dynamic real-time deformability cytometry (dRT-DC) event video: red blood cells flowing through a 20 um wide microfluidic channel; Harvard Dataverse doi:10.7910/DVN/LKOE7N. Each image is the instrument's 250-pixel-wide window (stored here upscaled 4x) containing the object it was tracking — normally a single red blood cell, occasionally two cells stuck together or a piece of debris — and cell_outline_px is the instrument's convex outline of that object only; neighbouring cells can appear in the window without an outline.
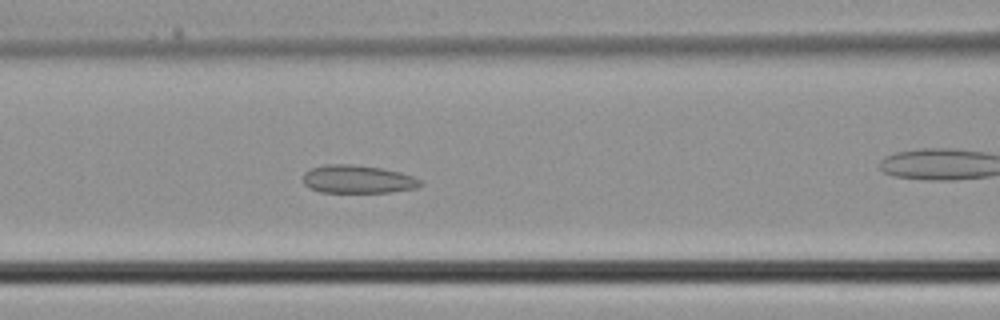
{"species": "common noctule bat (a hibernating species)", "species_latin": "Nyctalus noctula", "temperature_condition": "cold", "stored_images_in_passage": 39, "camera_frame_rate_fps": 3000, "um_per_image_px": 0.085, "animal": {"sex": "male", "body_mass_g": 21.5, "forearm_length_mm": 52.0}, "frame": {"image": 1, "passage_image": 16, "time_ms": 5.0, "image_size_px": [1000, 320], "cell_outline_px": [[424, 184], [416, 188], [388, 192], [320, 192], [308, 188], [304, 184], [304, 172], [312, 168], [324, 164], [352, 164], [380, 168], [400, 172], [424, 180]], "centroid_in_image_um": [30.42, 15.23], "position_along_channel_um": 136.2, "area_um2": 19.31}}
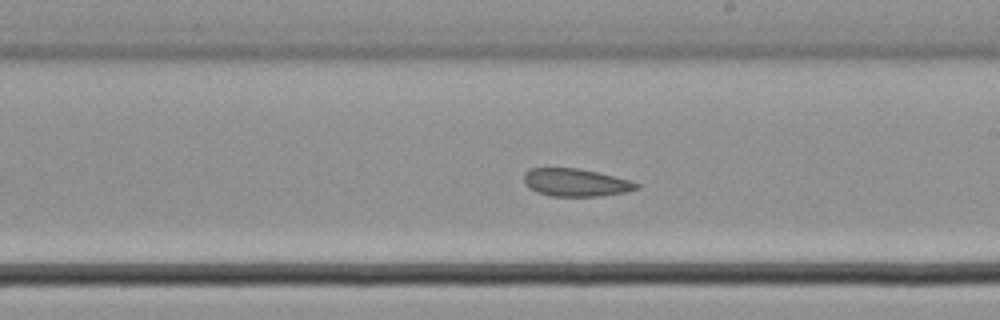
{"frame": {"image": 2, "passage_image": 22, "time_ms": 7.0, "image_size_px": [1000, 320], "cell_outline_px": [[640, 188], [624, 192], [600, 196], [552, 196], [536, 192], [528, 188], [524, 184], [524, 172], [528, 168], [576, 168], [596, 172], [632, 180], [640, 184]], "centroid_in_image_um": [48.92, 15.51], "position_along_channel_um": 240.1, "area_um2": 18.32}}
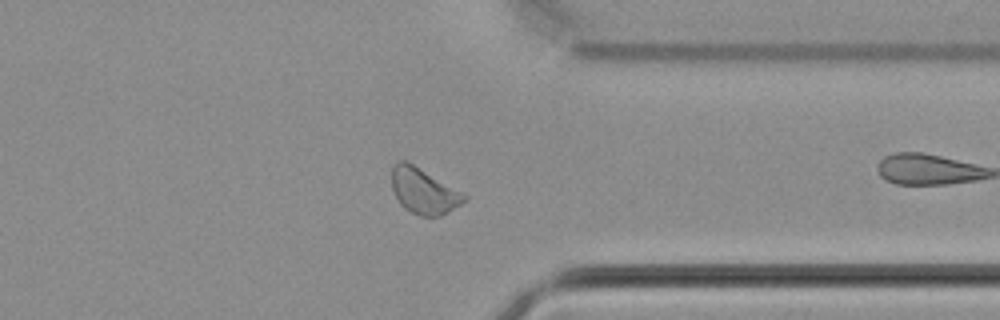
{"frame": {"image": 3, "passage_image": 30, "time_ms": 9.667, "image_size_px": [1000, 320], "cell_outline_px": [[468, 200], [448, 212], [440, 216], [420, 216], [404, 208], [400, 204], [392, 188], [392, 164], [400, 160], [408, 160], [468, 196]], "centroid_in_image_um": [36.01, 16.22], "position_along_channel_um": 375.4, "area_um2": 19.36}}